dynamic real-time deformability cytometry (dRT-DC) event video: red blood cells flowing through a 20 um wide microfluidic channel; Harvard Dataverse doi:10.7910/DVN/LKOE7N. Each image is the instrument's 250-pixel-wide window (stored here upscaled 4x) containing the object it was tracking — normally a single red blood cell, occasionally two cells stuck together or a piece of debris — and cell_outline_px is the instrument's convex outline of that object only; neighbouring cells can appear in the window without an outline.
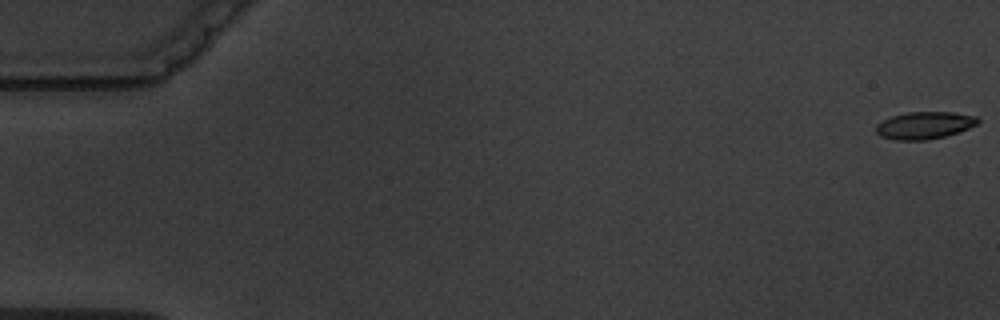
{"species": "common noctule bat (a hibernating species)", "species_latin": "Nyctalus noctula", "temperature_condition": "warm", "stored_images_in_passage": 6, "camera_frame_rate_fps": 3000, "um_per_image_px": 0.085, "animal": {"sex": "male", "body_mass_g": 19.5, "forearm_length_mm": 54.6}, "frame": {"image": 1, "passage_image": 1, "time_ms": 0.0, "image_size_px": [1000, 320], "cell_outline_px": [[980, 120], [976, 124], [960, 132], [928, 140], [896, 140], [880, 136], [876, 132], [876, 124], [892, 116], [908, 112], [952, 112], [976, 116]], "centroid_in_image_um": [78.58, 10.65], "position_along_channel_um": 6.4, "area_um2": 16.13}}
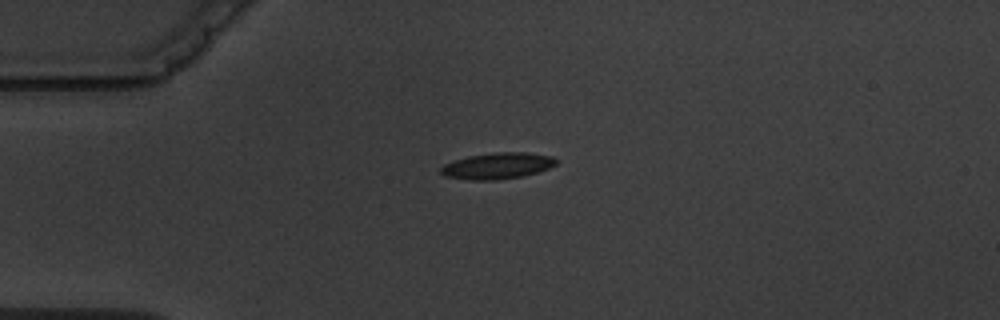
{"frame": {"image": 2, "passage_image": 5, "time_ms": 4.667, "image_size_px": [1000, 320], "cell_outline_px": [[556, 164], [548, 168], [536, 172], [520, 176], [496, 180], [468, 180], [444, 176], [440, 172], [440, 168], [444, 164], [468, 156], [496, 152], [528, 152], [552, 156], [556, 160]], "centroid_in_image_um": [42.25, 14.09], "position_along_channel_um": 42.8, "area_um2": 17.51}}